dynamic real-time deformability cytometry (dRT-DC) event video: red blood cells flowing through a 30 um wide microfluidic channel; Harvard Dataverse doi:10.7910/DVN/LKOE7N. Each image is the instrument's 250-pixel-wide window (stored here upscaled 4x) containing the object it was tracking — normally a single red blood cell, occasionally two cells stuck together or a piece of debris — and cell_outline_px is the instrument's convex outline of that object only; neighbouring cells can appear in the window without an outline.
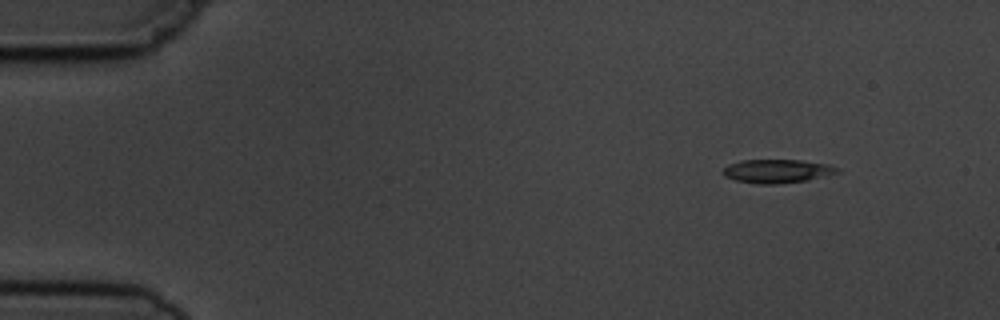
{"species": "common noctule bat (a hibernating species)", "species_latin": "Nyctalus noctula", "temperature_condition": "cold", "stored_images_in_passage": 5, "camera_frame_rate_fps": 3000, "um_per_image_px": 0.085, "animal": {"sex": "male", "body_mass_g": 19.5, "forearm_length_mm": 54.6}, "frame": {"image": 1, "passage_image": 1, "time_ms": 0.0, "image_size_px": [1000, 320], "cell_outline_px": [[840, 172], [808, 180], [776, 184], [756, 184], [736, 180], [724, 176], [724, 168], [728, 164], [740, 160], [800, 160], [828, 164], [840, 168]], "centroid_in_image_um": [66.07, 14.54], "position_along_channel_um": 18.9, "area_um2": 15.72}}
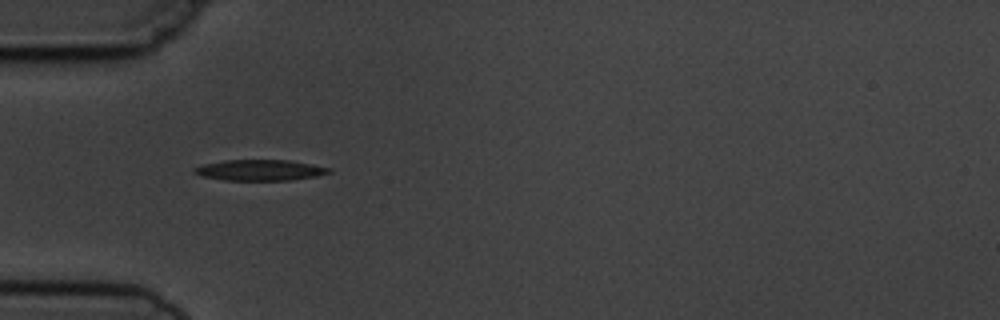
{"frame": {"image": 2, "passage_image": 4, "time_ms": 3.667, "image_size_px": [1000, 320], "cell_outline_px": [[332, 172], [316, 176], [292, 180], [224, 180], [204, 176], [192, 172], [192, 168], [204, 164], [224, 160], [288, 160], [312, 164], [332, 168]], "centroid_in_image_um": [22.11, 14.46], "position_along_channel_um": 62.9, "area_um2": 16.36}}
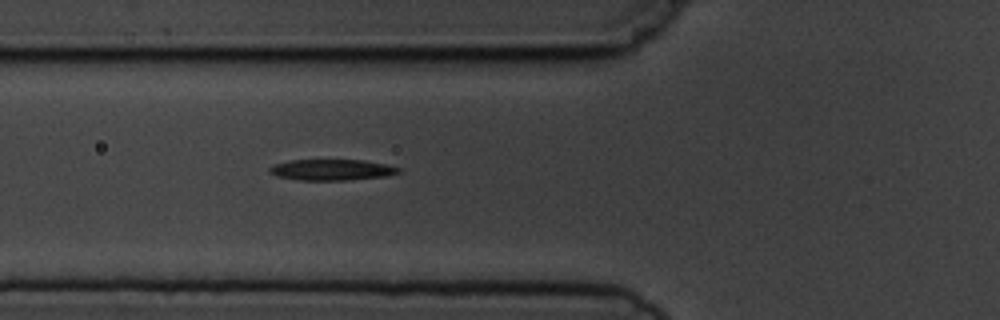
{"frame": {"image": 3, "passage_image": 5, "time_ms": 4.667, "image_size_px": [1000, 320], "cell_outline_px": [[400, 172], [388, 176], [348, 180], [296, 180], [276, 176], [268, 172], [268, 168], [272, 164], [288, 160], [364, 160], [388, 164], [400, 168]], "centroid_in_image_um": [28.17, 14.43], "position_along_channel_um": 97.6, "area_um2": 16.07}}